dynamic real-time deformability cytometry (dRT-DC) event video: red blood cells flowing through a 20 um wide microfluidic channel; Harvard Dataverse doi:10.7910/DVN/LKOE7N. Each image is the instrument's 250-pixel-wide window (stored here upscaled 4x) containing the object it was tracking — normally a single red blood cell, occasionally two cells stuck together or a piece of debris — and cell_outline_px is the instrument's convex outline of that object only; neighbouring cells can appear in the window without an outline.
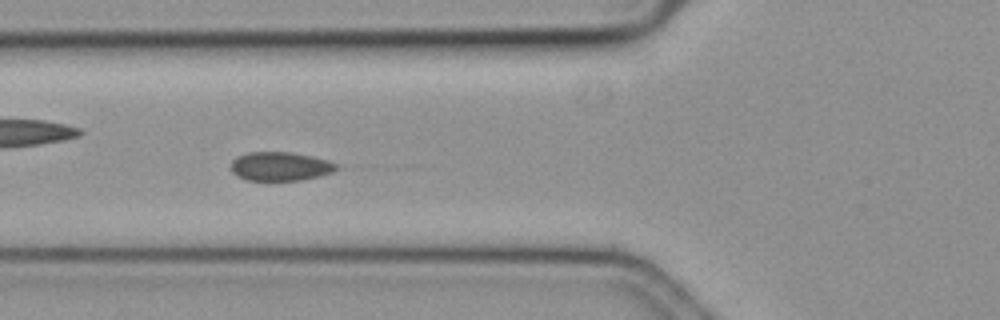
{"species": "common noctule bat (a hibernating species)", "species_latin": "Nyctalus noctula", "temperature_condition": "cold", "stored_images_in_passage": 59, "camera_frame_rate_fps": 3000, "um_per_image_px": 0.085, "animal": {"sex": "female", "body_mass_g": 19.3, "forearm_length_mm": 54.1}, "frame": {"image": 1, "passage_image": 23, "time_ms": 7.333, "image_size_px": [1000, 320], "cell_outline_px": [[340, 168], [332, 172], [320, 176], [300, 180], [248, 180], [236, 176], [232, 172], [232, 160], [236, 156], [248, 152], [292, 152], [312, 156], [328, 160], [340, 164]], "centroid_in_image_um": [23.86, 14.13], "position_along_channel_um": 101.9, "area_um2": 17.92}}
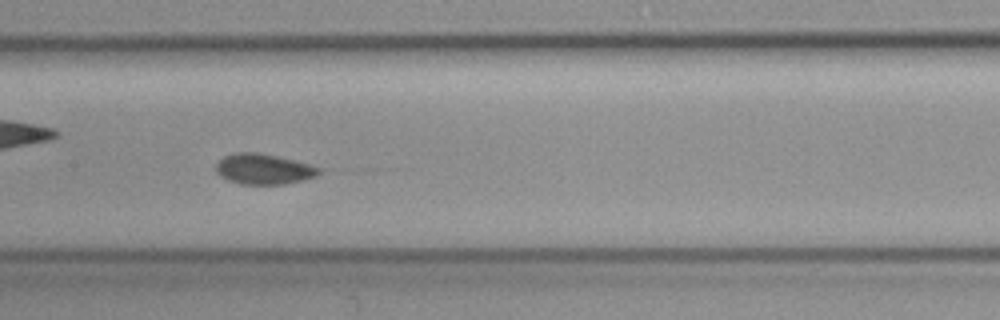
{"frame": {"image": 2, "passage_image": 30, "time_ms": 9.667, "image_size_px": [1000, 320], "cell_outline_px": [[324, 172], [316, 176], [304, 180], [284, 184], [240, 184], [228, 180], [220, 176], [216, 172], [216, 164], [224, 156], [236, 152], [256, 152], [296, 160], [312, 164], [324, 168]], "centroid_in_image_um": [22.48, 14.37], "position_along_channel_um": 184.9, "area_um2": 18.61}}
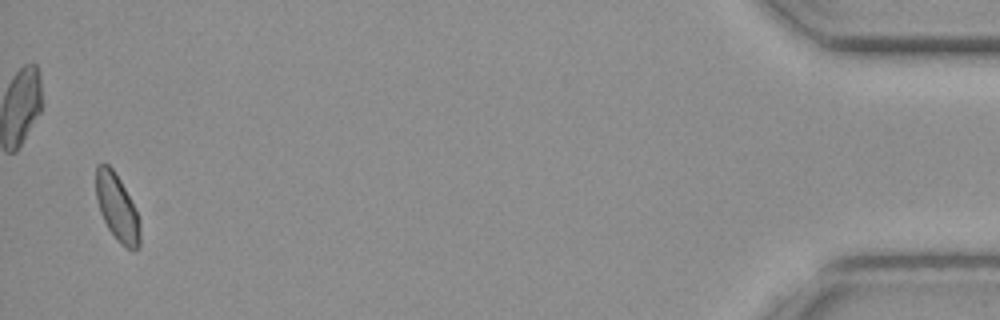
{"frame": {"image": 3, "passage_image": 58, "time_ms": 19.0, "image_size_px": [1000, 320], "cell_outline_px": [[140, 248], [128, 248], [120, 244], [116, 240], [108, 228], [100, 212], [96, 196], [96, 164], [108, 164], [112, 168], [120, 180], [136, 208], [140, 224]], "centroid_in_image_um": [9.96, 17.65], "position_along_channel_um": 425.2, "area_um2": 17.11}, "authors_computed_cell_mechanics": {"area_um2": 18.3804, "velocity_mm_per_s": 3.5457, "shape_relaxation_time_tau1_ms": 10.9327, "shape_relaxation_time_tau2_ms": null, "deformation_change_tau1": 0.1036, "deformation_change_tau2": null}}